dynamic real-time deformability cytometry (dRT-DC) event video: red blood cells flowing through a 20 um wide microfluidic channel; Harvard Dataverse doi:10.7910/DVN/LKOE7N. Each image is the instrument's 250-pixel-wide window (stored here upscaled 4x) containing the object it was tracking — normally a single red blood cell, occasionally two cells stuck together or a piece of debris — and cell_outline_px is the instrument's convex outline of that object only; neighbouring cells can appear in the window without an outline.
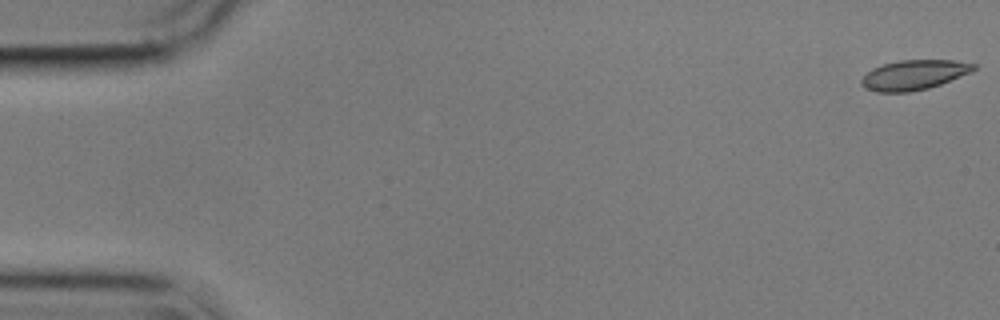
{"species": "common noctule bat (a hibernating species)", "species_latin": "Nyctalus noctula", "temperature_condition": "cold", "stored_images_in_passage": 57, "camera_frame_rate_fps": 3000, "um_per_image_px": 0.085, "animal": {"sex": "male", "body_mass_g": 17.9}, "frame": {"image": 1, "passage_image": 1, "time_ms": 0.0, "image_size_px": [1000, 320], "cell_outline_px": [[976, 68], [972, 72], [940, 84], [928, 88], [908, 92], [876, 92], [864, 88], [860, 84], [860, 80], [872, 68], [884, 64], [900, 60], [956, 60], [976, 64]], "centroid_in_image_um": [77.68, 6.36], "position_along_channel_um": 7.3, "area_um2": 19.54}}
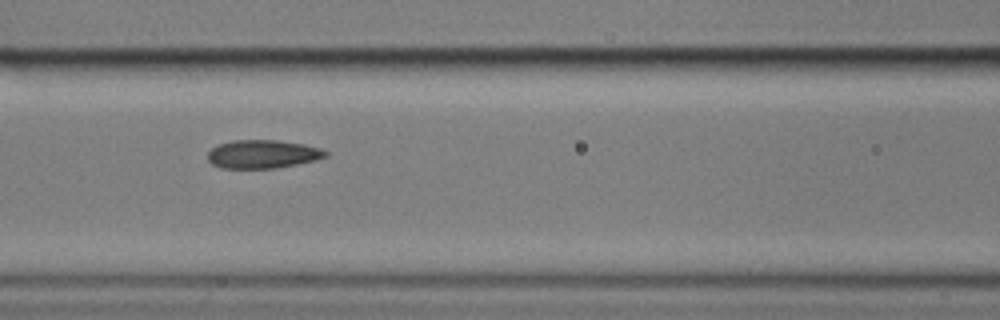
{"frame": {"image": 2, "passage_image": 24, "time_ms": 7.667, "image_size_px": [1000, 320], "cell_outline_px": [[328, 156], [316, 160], [276, 168], [220, 168], [212, 164], [208, 160], [208, 152], [212, 148], [220, 144], [232, 140], [276, 140], [304, 144], [320, 148], [328, 152]], "centroid_in_image_um": [22.33, 13.1], "position_along_channel_um": 144.3, "area_um2": 19.48}}
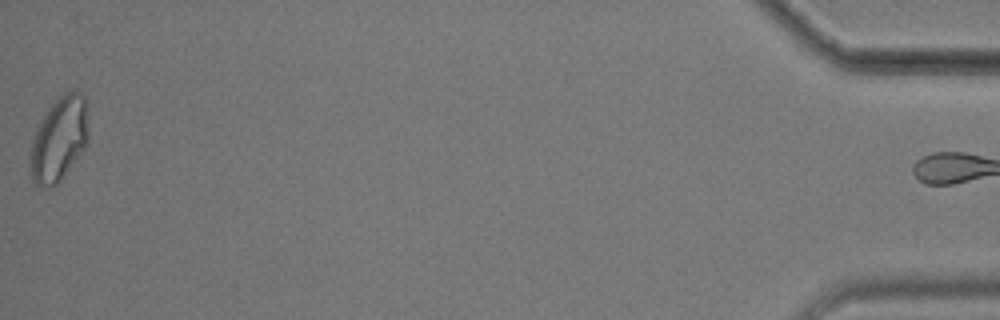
{"frame": {"image": 3, "passage_image": 56, "time_ms": 18.333, "image_size_px": [1000, 320], "cell_outline_px": [[88, 140], [84, 148], [60, 180], [56, 184], [48, 188], [36, 184], [32, 180], [28, 172], [32, 140], [36, 128], [52, 104], [64, 92], [72, 88], [76, 88], [84, 96], [88, 132]], "centroid_in_image_um": [5.0, 11.82], "position_along_channel_um": 430.2, "area_um2": 28.44}, "authors_computed_cell_mechanics": {"area_um2": 20.1722, "velocity_mm_per_s": 3.5698, "shape_relaxation_time_tau1_ms": 5.4881, "shape_relaxation_time_tau2_ms": 1.789, "deformation_change_tau1": 0.1415, "deformation_change_tau2": 0.0632}}